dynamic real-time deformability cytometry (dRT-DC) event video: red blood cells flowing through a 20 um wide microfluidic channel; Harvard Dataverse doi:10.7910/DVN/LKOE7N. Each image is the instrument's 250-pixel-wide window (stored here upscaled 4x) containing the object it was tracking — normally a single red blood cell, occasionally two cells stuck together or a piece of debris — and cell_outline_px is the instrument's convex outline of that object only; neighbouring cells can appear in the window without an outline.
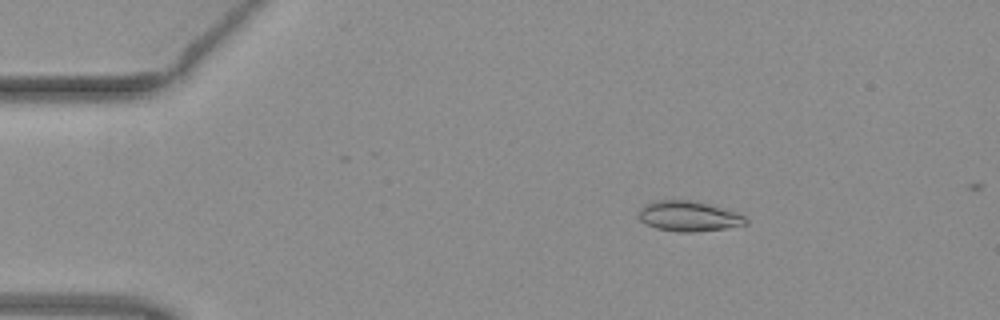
{"species": "common noctule bat (a hibernating species)", "species_latin": "Nyctalus noctula", "temperature_condition": "warm", "stored_images_in_passage": 51, "camera_frame_rate_fps": 3000, "um_per_image_px": 0.085, "animal": {"sex": "female", "body_mass_g": 19.3, "forearm_length_mm": 54.1}, "frame": {"image": 1, "passage_image": 8, "time_ms": 2.333, "image_size_px": [1000, 320], "cell_outline_px": [[748, 224], [724, 228], [696, 232], [676, 232], [656, 228], [640, 220], [640, 208], [644, 204], [656, 200], [692, 200], [708, 204], [736, 212], [744, 216], [748, 220]], "centroid_in_image_um": [58.54, 18.38], "position_along_channel_um": 26.5, "area_um2": 18.79}}
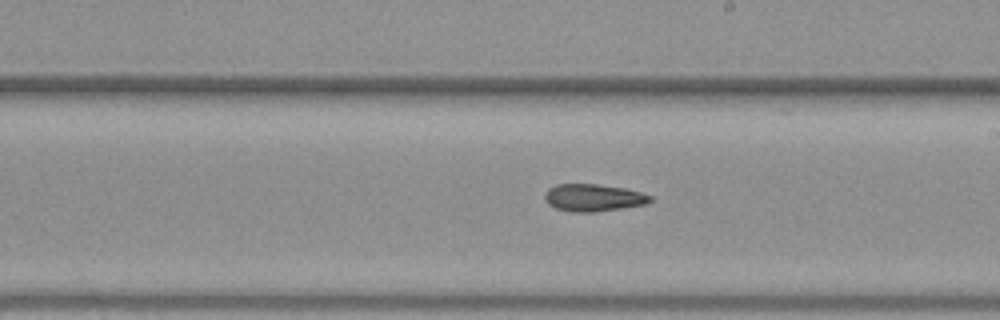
{"frame": {"image": 2, "passage_image": 29, "time_ms": 9.333, "image_size_px": [1000, 320], "cell_outline_px": [[652, 200], [648, 204], [592, 212], [572, 212], [556, 208], [548, 204], [544, 200], [544, 192], [548, 188], [556, 184], [596, 184], [624, 188], [640, 192], [652, 196]], "centroid_in_image_um": [50.4, 16.8], "position_along_channel_um": 238.6, "area_um2": 16.82}}
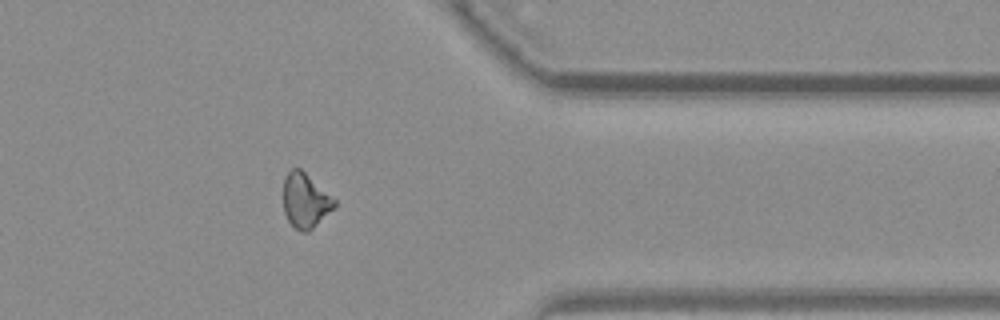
{"frame": {"image": 3, "passage_image": 41, "time_ms": 13.333, "image_size_px": [1000, 320], "cell_outline_px": [[336, 204], [308, 232], [304, 232], [296, 228], [288, 220], [284, 212], [284, 176], [292, 168], [300, 168], [336, 200]], "centroid_in_image_um": [25.92, 17.02], "position_along_channel_um": 385.5, "area_um2": 15.78}}